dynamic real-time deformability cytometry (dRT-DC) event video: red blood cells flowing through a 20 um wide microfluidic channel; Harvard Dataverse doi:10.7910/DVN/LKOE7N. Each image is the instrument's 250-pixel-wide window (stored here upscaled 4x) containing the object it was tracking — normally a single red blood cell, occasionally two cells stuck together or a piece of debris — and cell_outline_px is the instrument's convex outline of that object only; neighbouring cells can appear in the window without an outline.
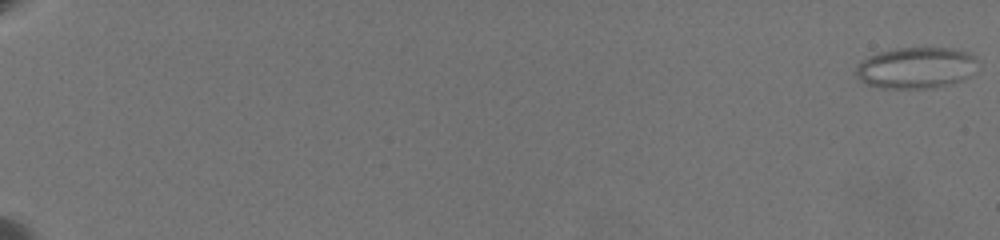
{"species": "common noctule bat (a hibernating species)", "species_latin": "Nyctalus noctula", "temperature_condition": "warm", "stored_images_in_passage": 9, "camera_frame_rate_fps": 3000, "um_per_image_px": 0.085, "animal": {"sex": "female", "body_mass_g": 19.5, "forearm_length_mm": 54.1}, "frame": {"image": 1, "passage_image": 1, "time_ms": 0.0, "image_size_px": [1000, 240], "cell_outline_px": [[976, 60], [972, 76], [964, 80], [932, 88], [880, 88], [868, 84], [860, 80], [856, 76], [856, 68], [860, 60], [868, 56], [880, 52], [896, 48], [952, 48], [968, 52]], "centroid_in_image_um": [77.84, 5.77], "position_along_channel_um": 7.2, "area_um2": 29.3}}